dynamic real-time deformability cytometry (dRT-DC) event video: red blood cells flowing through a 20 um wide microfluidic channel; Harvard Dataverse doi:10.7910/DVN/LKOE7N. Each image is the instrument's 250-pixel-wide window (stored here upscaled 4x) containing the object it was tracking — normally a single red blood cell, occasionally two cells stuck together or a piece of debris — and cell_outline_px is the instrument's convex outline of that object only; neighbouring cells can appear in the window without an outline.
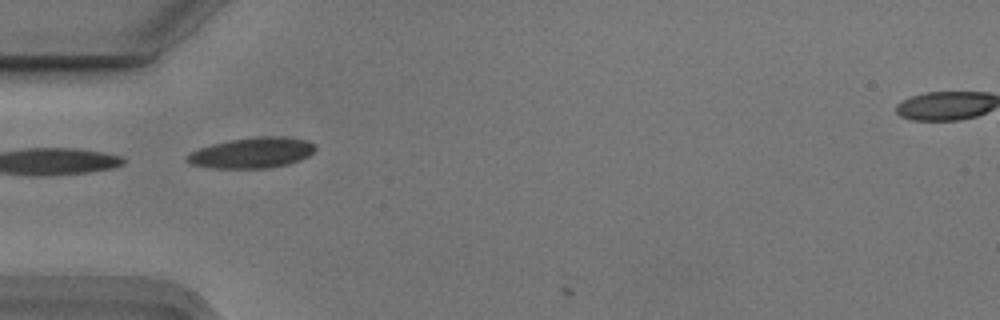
{"species": "Egyptian fruit bat (a non-hibernating species)", "species_latin": "Rousettus aegyptiacus", "temperature_condition": "cold", "stored_images_in_passage": 3, "camera_frame_rate_fps": 3000, "um_per_image_px": 0.085, "animal": {"sex": "male"}, "frame": {"image": 1, "passage_image": 1, "time_ms": 0.0, "image_size_px": [1000, 320], "cell_outline_px": [[316, 148], [308, 156], [300, 160], [288, 164], [268, 168], [208, 168], [192, 164], [184, 160], [192, 152], [200, 148], [212, 144], [232, 140], [260, 136], [284, 136], [308, 140], [316, 144]], "centroid_in_image_um": [21.46, 12.99], "position_along_channel_um": 63.5, "area_um2": 22.83}}